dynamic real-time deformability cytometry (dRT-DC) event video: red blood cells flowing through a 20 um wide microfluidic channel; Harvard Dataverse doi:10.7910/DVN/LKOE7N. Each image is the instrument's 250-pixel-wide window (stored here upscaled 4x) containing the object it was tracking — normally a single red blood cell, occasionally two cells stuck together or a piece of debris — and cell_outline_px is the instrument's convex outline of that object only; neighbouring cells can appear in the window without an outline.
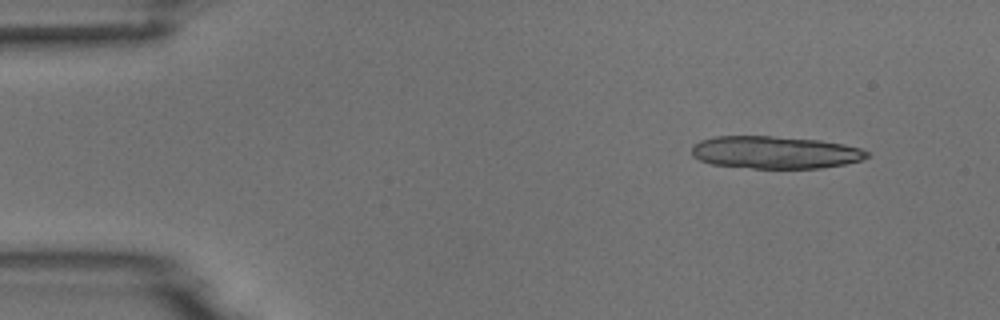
{"species": "common noctule bat (a hibernating species)", "species_latin": "Nyctalus noctula", "temperature_condition": "room temperature", "stored_images_in_passage": 4, "camera_frame_rate_fps": 3000, "um_per_image_px": 0.085, "animal": {"sex": "male", "body_mass_g": 18.8}, "frame": {"image": 1, "passage_image": 1, "time_ms": 0.0, "image_size_px": [1000, 320], "cell_outline_px": [[868, 156], [860, 160], [844, 164], [820, 168], [752, 168], [712, 164], [700, 160], [692, 156], [692, 144], [700, 140], [716, 136], [772, 136], [820, 140], [844, 144], [860, 148], [868, 152]], "centroid_in_image_um": [65.85, 12.94], "position_along_channel_um": 19.2, "area_um2": 33.12}}